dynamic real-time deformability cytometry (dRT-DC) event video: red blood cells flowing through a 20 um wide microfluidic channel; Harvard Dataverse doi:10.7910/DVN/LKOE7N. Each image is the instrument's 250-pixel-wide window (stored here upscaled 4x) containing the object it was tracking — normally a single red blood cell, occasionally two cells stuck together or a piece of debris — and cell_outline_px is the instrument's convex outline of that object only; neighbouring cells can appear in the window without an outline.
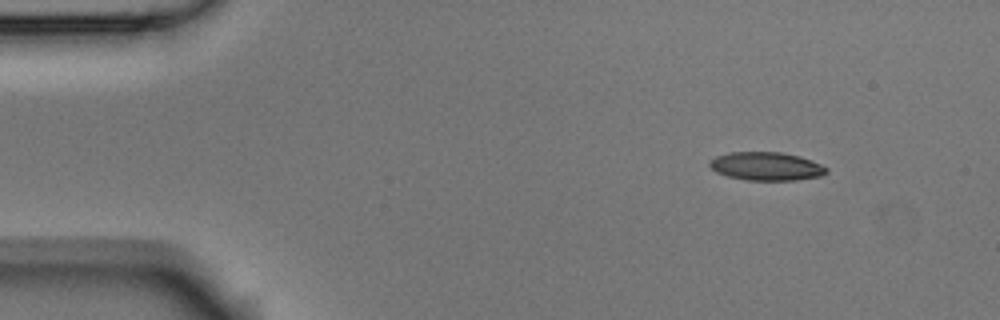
{"species": "Egyptian fruit bat (a non-hibernating species)", "species_latin": "Rousettus aegyptiacus", "temperature_condition": "room temperature", "stored_images_in_passage": 4, "camera_frame_rate_fps": 3000, "um_per_image_px": 0.085, "animal": {"sex": "male"}, "frame": {"image": 1, "passage_image": 1, "time_ms": 0.0, "image_size_px": [1000, 320], "cell_outline_px": [[828, 172], [820, 176], [796, 180], [748, 180], [728, 176], [716, 172], [708, 164], [708, 160], [716, 156], [728, 152], [780, 152], [800, 156], [812, 160], [828, 168]], "centroid_in_image_um": [65.13, 14.12], "position_along_channel_um": 19.9, "area_um2": 19.36}}
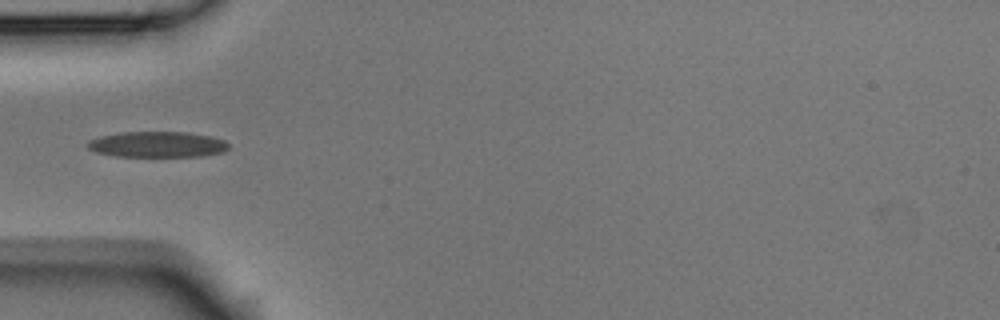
{"frame": {"image": 2, "passage_image": 4, "time_ms": 1.0, "image_size_px": [1000, 320], "cell_outline_px": [[228, 148], [224, 152], [200, 156], [112, 156], [96, 152], [88, 148], [84, 144], [88, 140], [100, 136], [120, 132], [188, 132], [212, 136], [224, 140], [228, 144]], "centroid_in_image_um": [13.34, 12.27], "position_along_channel_um": 71.7, "area_um2": 21.33}}